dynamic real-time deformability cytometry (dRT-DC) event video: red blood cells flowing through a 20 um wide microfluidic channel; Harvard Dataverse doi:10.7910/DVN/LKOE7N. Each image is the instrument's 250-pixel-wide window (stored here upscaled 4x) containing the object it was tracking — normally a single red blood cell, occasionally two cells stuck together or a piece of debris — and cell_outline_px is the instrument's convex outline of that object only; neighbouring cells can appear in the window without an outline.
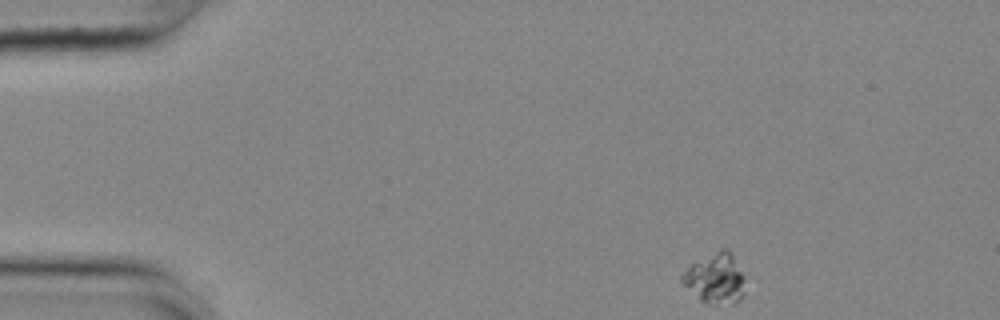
{"species": "common noctule bat (a hibernating species)", "species_latin": "Nyctalus noctula", "temperature_condition": "cold", "stored_images_in_passage": 50, "camera_frame_rate_fps": 3000, "um_per_image_px": 0.085, "animal": {"sex": "female", "body_mass_g": 25.1}, "frame": {"image": 1, "passage_image": 1, "time_ms": 0.0, "image_size_px": [1000, 320], "cell_outline_px": [[744, 292], [740, 300], [732, 304], [708, 304], [700, 300], [680, 280], [680, 276], [692, 264], [720, 248], [728, 248], [744, 276]], "centroid_in_image_um": [60.82, 23.68], "position_along_channel_um": 24.2, "area_um2": 18.26}}
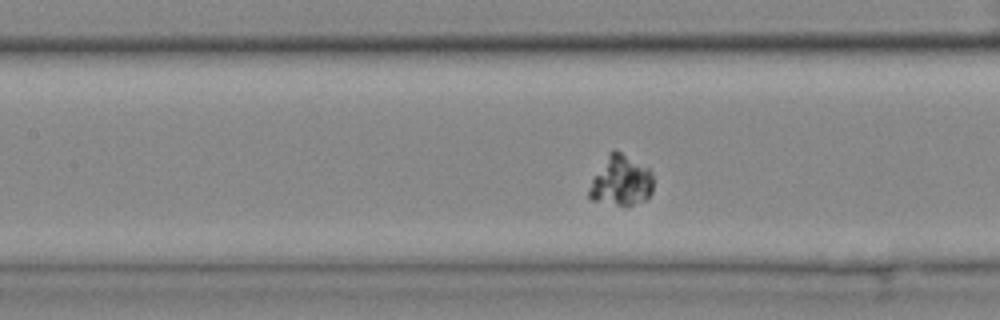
{"frame": {"image": 2, "passage_image": 19, "time_ms": 6.0, "image_size_px": [1000, 320], "cell_outline_px": [[652, 192], [644, 200], [632, 204], [616, 204], [592, 200], [588, 196], [588, 188], [592, 180], [608, 152], [616, 148], [648, 168], [652, 172]], "centroid_in_image_um": [52.77, 15.33], "position_along_channel_um": 154.6, "area_um2": 18.55}}
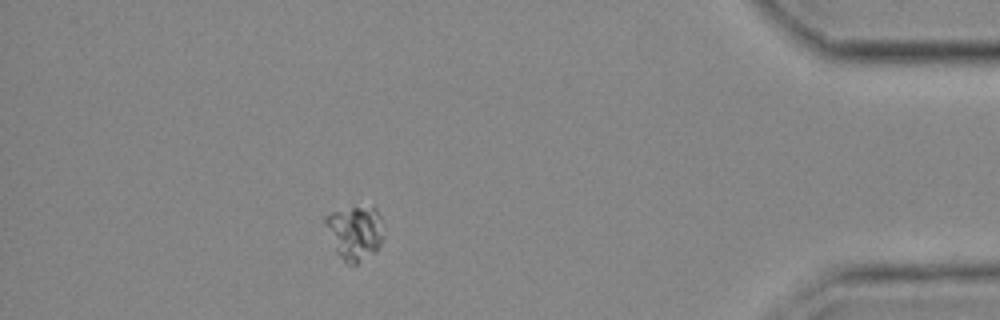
{"frame": {"image": 3, "passage_image": 44, "time_ms": 14.333, "image_size_px": [1000, 320], "cell_outline_px": [[384, 236], [376, 252], [356, 264], [348, 264], [336, 252], [324, 220], [324, 216], [332, 212], [352, 208], [376, 208], [380, 216]], "centroid_in_image_um": [30.19, 19.8], "position_along_channel_um": 405.0, "area_um2": 18.03}}